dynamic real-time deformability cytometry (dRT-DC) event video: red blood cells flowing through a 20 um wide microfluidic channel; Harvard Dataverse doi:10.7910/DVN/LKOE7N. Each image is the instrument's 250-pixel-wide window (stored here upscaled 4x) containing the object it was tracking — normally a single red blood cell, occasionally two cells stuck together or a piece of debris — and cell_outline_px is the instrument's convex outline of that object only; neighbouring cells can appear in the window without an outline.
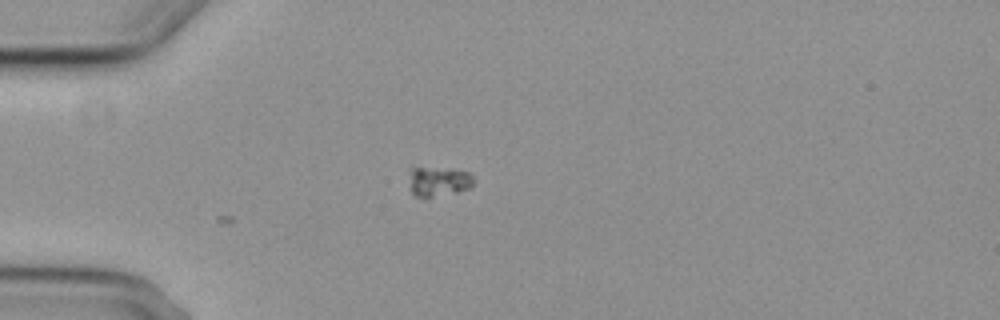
{"species": "common noctule bat (a hibernating species)", "species_latin": "Nyctalus noctula", "temperature_condition": "cold", "stored_images_in_passage": 4, "camera_frame_rate_fps": 3000, "um_per_image_px": 0.085, "animal": {"sex": "female", "body_mass_g": 29.2, "forearm_length_mm": 56.3}, "frame": {"image": 1, "passage_image": 2, "time_ms": 1.333, "image_size_px": [1000, 320], "cell_outline_px": [[472, 184], [468, 188], [456, 192], [424, 200], [416, 196], [412, 192], [408, 168], [424, 168], [472, 172]], "centroid_in_image_um": [37.22, 15.47], "position_along_channel_um": 47.8, "area_um2": 11.04}}
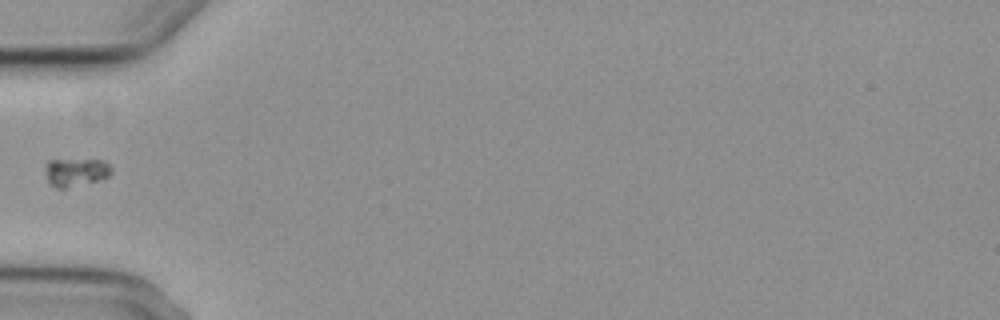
{"frame": {"image": 2, "passage_image": 3, "time_ms": 2.667, "image_size_px": [1000, 320], "cell_outline_px": [[112, 172], [108, 176], [96, 180], [64, 188], [56, 188], [48, 184], [48, 160], [104, 160], [112, 168]], "centroid_in_image_um": [6.47, 14.63], "position_along_channel_um": 78.5, "area_um2": 10.4}}
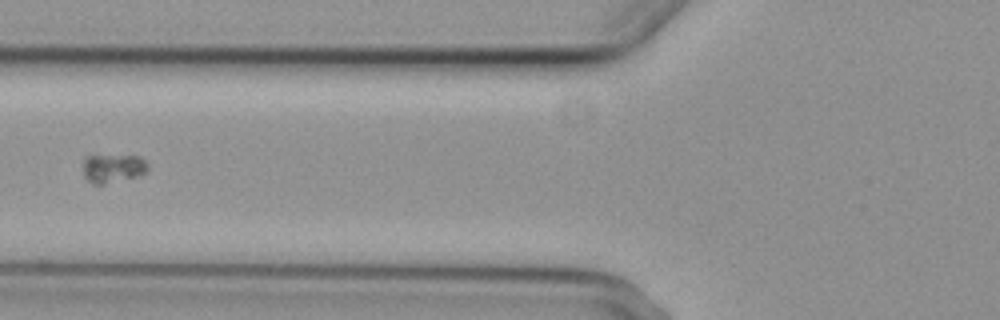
{"frame": {"image": 3, "passage_image": 4, "time_ms": 3.667, "image_size_px": [1000, 320], "cell_outline_px": [[148, 172], [140, 176], [104, 184], [92, 184], [84, 176], [84, 156], [140, 156], [148, 164]], "centroid_in_image_um": [9.63, 14.32], "position_along_channel_um": 116.2, "area_um2": 10.87}}